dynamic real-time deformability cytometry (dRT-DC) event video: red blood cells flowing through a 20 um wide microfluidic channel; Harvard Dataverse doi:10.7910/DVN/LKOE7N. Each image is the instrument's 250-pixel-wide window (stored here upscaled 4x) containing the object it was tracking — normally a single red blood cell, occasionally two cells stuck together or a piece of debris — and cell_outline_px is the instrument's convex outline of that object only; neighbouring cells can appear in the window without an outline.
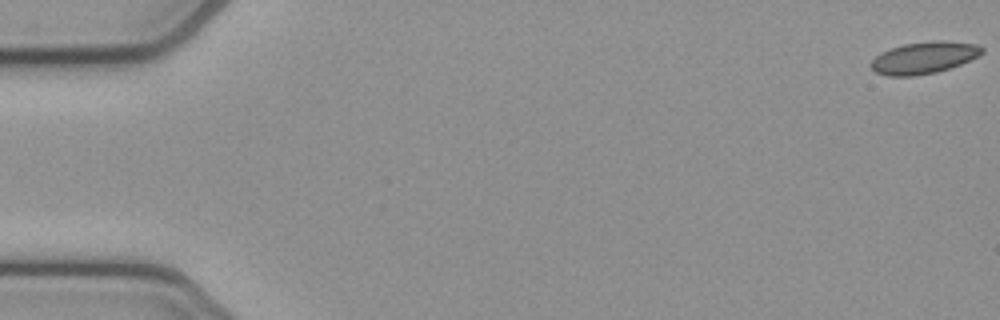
{"species": "common noctule bat (a hibernating species)", "species_latin": "Nyctalus noctula", "temperature_condition": "cold", "stored_images_in_passage": 5, "camera_frame_rate_fps": 3000, "um_per_image_px": 0.085, "animal": {"sex": "female", "body_mass_g": 21.9}, "frame": {"image": 1, "passage_image": 1, "time_ms": 0.0, "image_size_px": [1000, 320], "cell_outline_px": [[984, 52], [960, 64], [936, 72], [912, 76], [888, 76], [876, 72], [868, 64], [880, 52], [904, 44], [936, 40], [940, 40], [976, 44], [984, 48]], "centroid_in_image_um": [78.5, 4.9], "position_along_channel_um": 6.5, "area_um2": 20.4}}
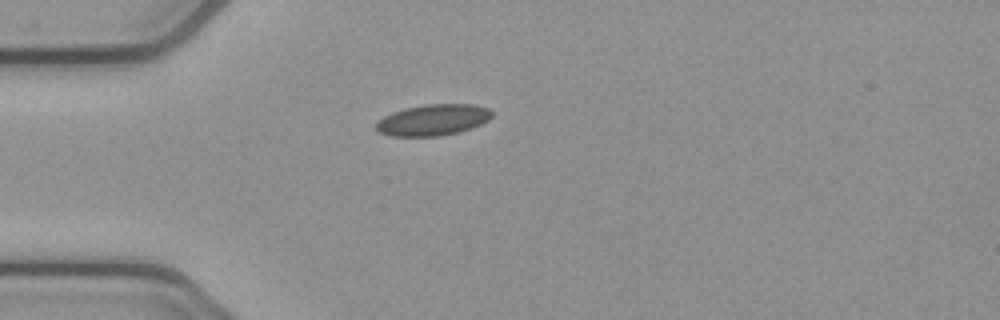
{"frame": {"image": 2, "passage_image": 5, "time_ms": 1.333, "image_size_px": [1000, 320], "cell_outline_px": [[492, 116], [488, 120], [480, 124], [460, 132], [440, 136], [392, 136], [380, 132], [376, 128], [376, 120], [392, 112], [404, 108], [424, 104], [472, 104], [488, 108], [492, 112]], "centroid_in_image_um": [36.79, 10.19], "position_along_channel_um": 48.2, "area_um2": 21.1}}